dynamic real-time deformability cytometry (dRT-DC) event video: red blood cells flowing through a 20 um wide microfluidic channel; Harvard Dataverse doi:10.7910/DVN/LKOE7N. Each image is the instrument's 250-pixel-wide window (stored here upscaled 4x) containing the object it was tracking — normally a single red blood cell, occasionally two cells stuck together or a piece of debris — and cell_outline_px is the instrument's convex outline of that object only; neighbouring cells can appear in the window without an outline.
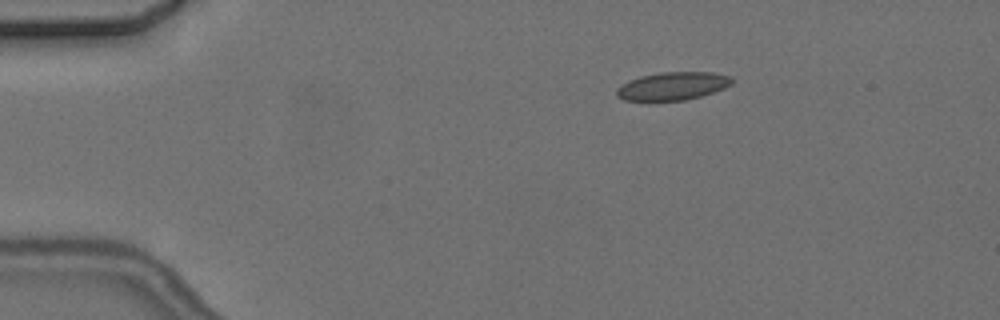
{"species": "common noctule bat (a hibernating species)", "species_latin": "Nyctalus noctula", "temperature_condition": "cold", "stored_images_in_passage": 2, "camera_frame_rate_fps": 3000, "um_per_image_px": 0.085, "animal": {"sex": "female", "body_mass_g": 24.6, "forearm_length_mm": 56.2}, "frame": {"image": 1, "passage_image": 1, "time_ms": 0.0, "image_size_px": [1000, 320], "cell_outline_px": [[732, 84], [724, 88], [700, 96], [684, 100], [624, 100], [616, 96], [616, 88], [628, 80], [640, 76], [660, 72], [712, 72], [732, 76]], "centroid_in_image_um": [57.16, 7.3], "position_along_channel_um": 27.8, "area_um2": 18.79}}